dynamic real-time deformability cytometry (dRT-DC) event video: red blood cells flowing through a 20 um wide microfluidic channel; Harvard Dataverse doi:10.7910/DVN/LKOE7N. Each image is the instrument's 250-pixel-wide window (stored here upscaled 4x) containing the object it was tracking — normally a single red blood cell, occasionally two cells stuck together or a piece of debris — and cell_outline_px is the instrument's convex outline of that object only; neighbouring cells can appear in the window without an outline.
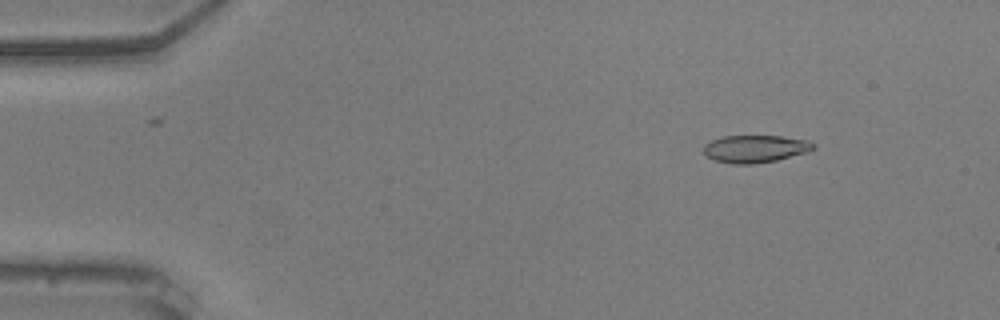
{"species": "common noctule bat (a hibernating species)", "species_latin": "Nyctalus noctula", "temperature_condition": "warm", "stored_images_in_passage": 54, "camera_frame_rate_fps": 3000, "um_per_image_px": 0.085, "animal": {"sex": "male", "body_mass_g": 20.5, "forearm_length_mm": 52.5}, "frame": {"image": 1, "passage_image": 6, "time_ms": 1.667, "image_size_px": [1000, 320], "cell_outline_px": [[816, 148], [808, 152], [776, 160], [752, 164], [732, 164], [716, 160], [708, 156], [704, 152], [704, 144], [712, 140], [724, 136], [780, 136], [808, 140], [816, 144]], "centroid_in_image_um": [64.23, 12.64], "position_along_channel_um": 20.8, "area_um2": 17.51}}
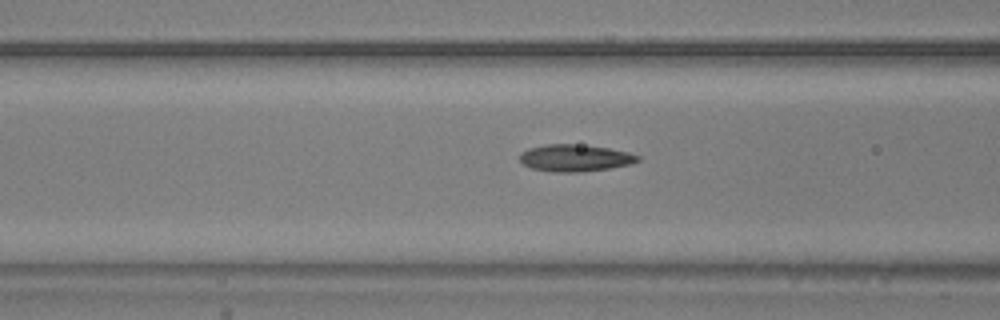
{"frame": {"image": 2, "passage_image": 21, "time_ms": 6.667, "image_size_px": [1000, 320], "cell_outline_px": [[640, 160], [632, 164], [608, 168], [580, 172], [552, 172], [532, 168], [524, 164], [520, 160], [520, 152], [528, 148], [548, 144], [576, 144], [608, 148], [628, 152], [640, 156]], "centroid_in_image_um": [48.87, 13.42], "position_along_channel_um": 117.7, "area_um2": 18.5}}
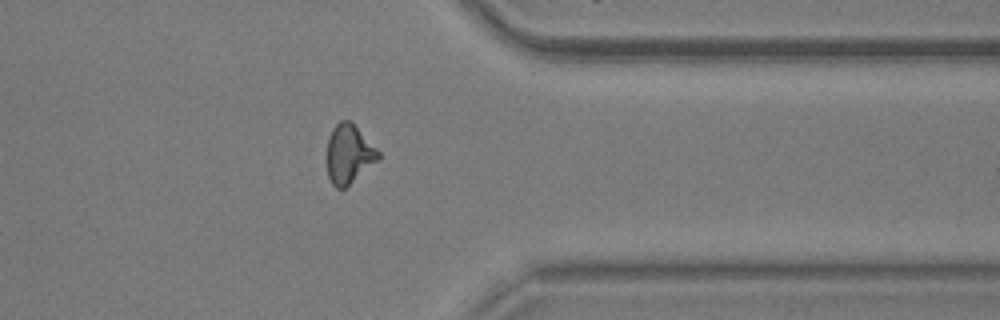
{"frame": {"image": 3, "passage_image": 43, "time_ms": 14.0, "image_size_px": [1000, 320], "cell_outline_px": [[380, 160], [344, 188], [336, 188], [332, 184], [328, 176], [328, 136], [332, 128], [340, 120], [348, 120], [380, 152]], "centroid_in_image_um": [29.66, 13.11], "position_along_channel_um": 381.7, "area_um2": 17.34}, "authors_computed_cell_mechanics": {"area_um2": 17.629, "velocity_mm_per_s": 3.7012, "shape_relaxation_time_tau1_ms": null, "shape_relaxation_time_tau2_ms": 1.7307, "deformation_change_tau1": null, "deformation_change_tau2": 0.1001}}